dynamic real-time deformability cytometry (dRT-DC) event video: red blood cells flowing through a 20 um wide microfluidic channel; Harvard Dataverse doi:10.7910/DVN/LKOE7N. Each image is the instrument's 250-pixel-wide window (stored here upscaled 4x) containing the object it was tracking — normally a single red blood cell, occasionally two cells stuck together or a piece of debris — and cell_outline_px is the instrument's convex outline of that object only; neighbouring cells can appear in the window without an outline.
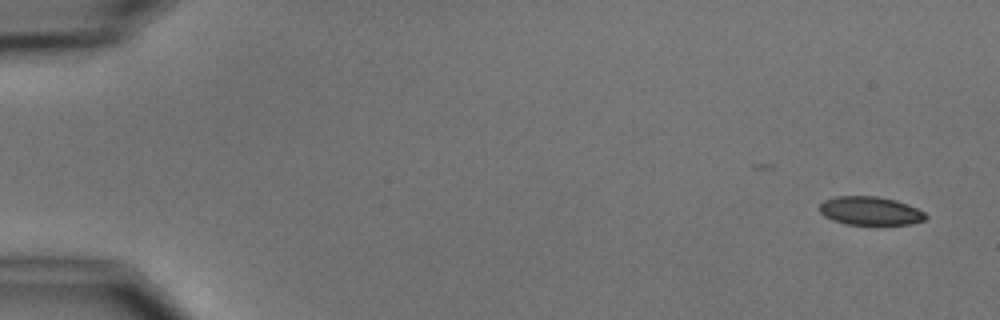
{"species": "common noctule bat (a hibernating species)", "species_latin": "Nyctalus noctula", "temperature_condition": "cold", "stored_images_in_passage": 5, "camera_frame_rate_fps": 3000, "um_per_image_px": 0.085, "animal": {"sex": "male", "body_mass_g": 15.6}, "frame": {"image": 1, "passage_image": 1, "time_ms": 0.0, "image_size_px": [1000, 320], "cell_outline_px": [[928, 216], [924, 220], [912, 224], [876, 228], [844, 224], [832, 220], [824, 216], [820, 212], [820, 204], [824, 200], [836, 196], [876, 196], [896, 200], [908, 204], [924, 212]], "centroid_in_image_um": [73.99, 17.98], "position_along_channel_um": 11.0, "area_um2": 18.61}}
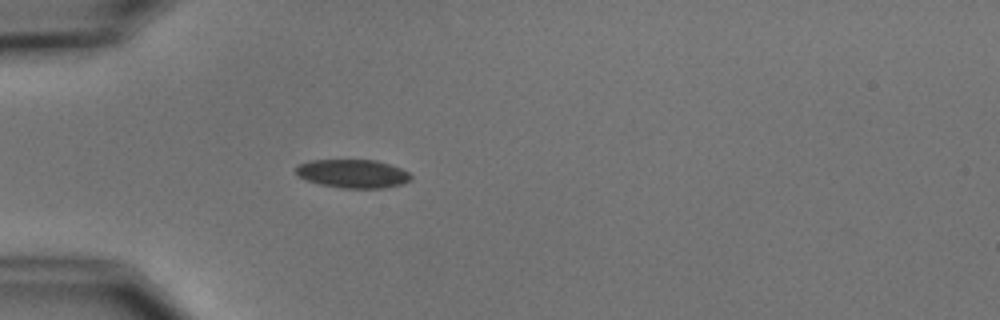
{"frame": {"image": 2, "passage_image": 5, "time_ms": 4.667, "image_size_px": [1000, 320], "cell_outline_px": [[412, 180], [400, 184], [384, 188], [340, 188], [320, 184], [308, 180], [300, 176], [296, 172], [296, 164], [312, 160], [376, 160], [392, 164], [408, 172], [412, 176]], "centroid_in_image_um": [30.01, 14.75], "position_along_channel_um": 55.0, "area_um2": 19.13}}